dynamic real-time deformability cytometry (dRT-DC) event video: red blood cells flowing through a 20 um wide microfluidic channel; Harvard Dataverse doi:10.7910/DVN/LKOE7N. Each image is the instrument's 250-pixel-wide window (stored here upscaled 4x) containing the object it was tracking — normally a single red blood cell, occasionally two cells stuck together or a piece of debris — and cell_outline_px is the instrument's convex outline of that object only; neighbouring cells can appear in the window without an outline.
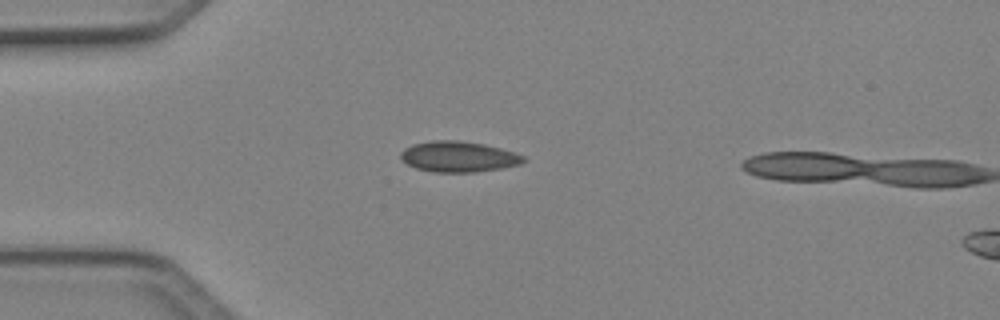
{"species": "Egyptian fruit bat (a non-hibernating species)", "species_latin": "Rousettus aegyptiacus", "temperature_condition": "cold", "stored_images_in_passage": 2, "camera_frame_rate_fps": 3000, "um_per_image_px": 0.085, "animal": {"sex": "female"}, "frame": {"image": 1, "passage_image": 1, "time_ms": 0.0, "image_size_px": [1000, 320], "cell_outline_px": [[528, 160], [520, 164], [500, 168], [472, 172], [432, 172], [416, 168], [400, 160], [400, 152], [404, 148], [412, 144], [432, 140], [460, 140], [484, 144], [500, 148], [524, 156]], "centroid_in_image_um": [38.93, 13.31], "position_along_channel_um": 46.1, "area_um2": 22.02}}